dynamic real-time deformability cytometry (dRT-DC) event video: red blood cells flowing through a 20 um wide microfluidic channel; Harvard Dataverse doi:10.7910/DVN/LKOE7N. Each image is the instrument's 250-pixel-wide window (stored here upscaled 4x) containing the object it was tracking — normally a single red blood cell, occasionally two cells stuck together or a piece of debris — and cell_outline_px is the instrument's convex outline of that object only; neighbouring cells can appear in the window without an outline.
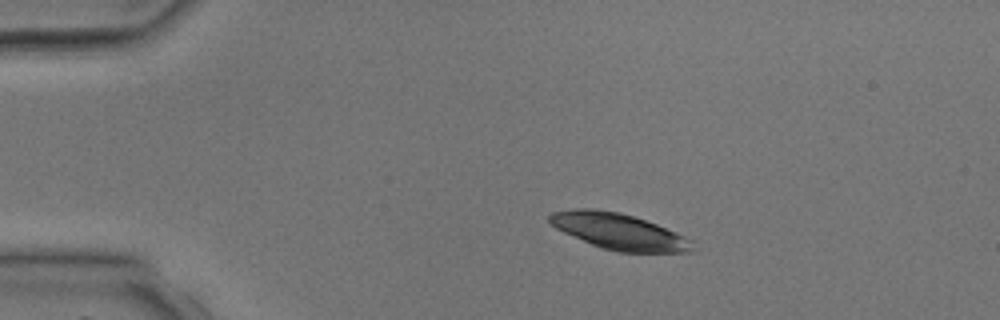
{"species": "common noctule bat (a hibernating species)", "species_latin": "Nyctalus noctula", "temperature_condition": "room temperature", "stored_images_in_passage": 3, "camera_frame_rate_fps": 3000, "um_per_image_px": 0.085, "animal": {"sex": "male", "body_mass_g": 17.9, "forearm_length_mm": 54.2}, "frame": {"image": 1, "passage_image": 2, "time_ms": 1.333, "image_size_px": [1000, 320], "cell_outline_px": [[692, 252], [620, 252], [604, 248], [592, 244], [564, 232], [556, 228], [548, 220], [548, 216], [552, 212], [576, 208], [592, 208], [620, 212], [656, 224], [676, 232], [692, 240]], "centroid_in_image_um": [52.59, 19.66], "position_along_channel_um": 32.4, "area_um2": 29.65}}